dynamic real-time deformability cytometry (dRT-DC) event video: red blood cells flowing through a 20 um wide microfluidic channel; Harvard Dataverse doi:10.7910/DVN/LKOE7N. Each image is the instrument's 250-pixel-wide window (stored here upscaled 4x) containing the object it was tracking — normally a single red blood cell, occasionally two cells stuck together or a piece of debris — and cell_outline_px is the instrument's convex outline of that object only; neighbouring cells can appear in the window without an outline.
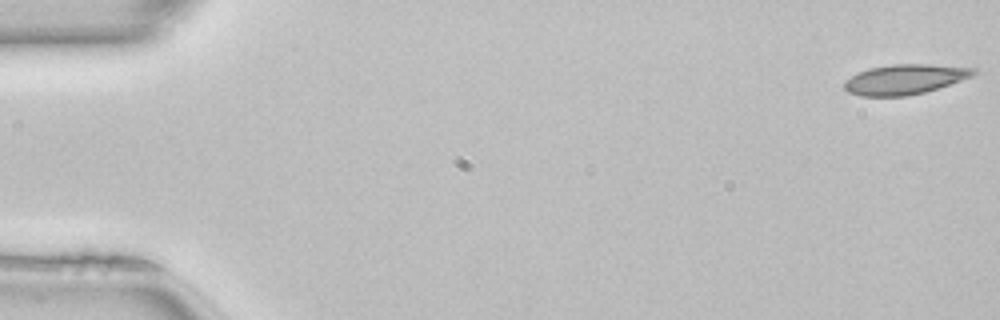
{"species": "common noctule bat (a hibernating species)", "species_latin": "Nyctalus noctula", "temperature_condition": "room temperature", "stored_images_in_passage": 50, "camera_frame_rate_fps": 3000, "um_per_image_px": 0.085, "animal": {"sex": "female", "body_mass_g": 22.7, "forearm_length_mm": 54.2}, "frame": {"image": 1, "passage_image": 1, "time_ms": 0.0, "image_size_px": [1000, 320], "cell_outline_px": [[980, 72], [972, 76], [924, 92], [904, 96], [860, 96], [848, 92], [844, 88], [844, 80], [868, 68], [892, 64], [928, 64], [976, 68]], "centroid_in_image_um": [76.9, 6.73], "position_along_channel_um": 8.1, "area_um2": 22.43}}
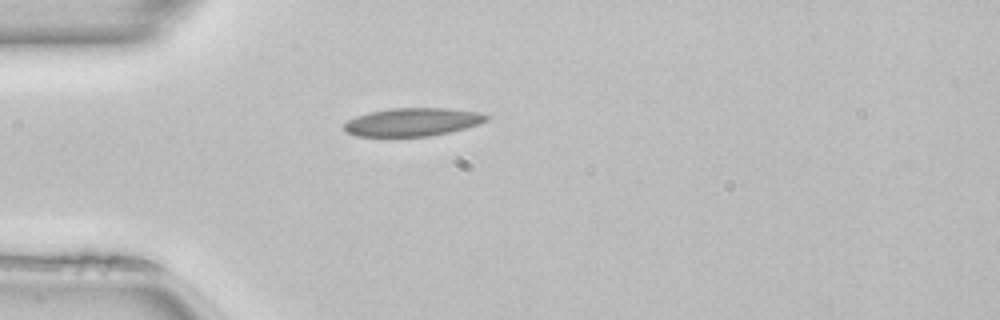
{"frame": {"image": 2, "passage_image": 14, "time_ms": 4.333, "image_size_px": [1000, 320], "cell_outline_px": [[492, 116], [488, 120], [464, 128], [448, 132], [428, 136], [356, 136], [348, 132], [344, 128], [344, 124], [348, 120], [356, 116], [368, 112], [388, 108], [448, 108], [480, 112]], "centroid_in_image_um": [35.08, 10.35], "position_along_channel_um": 49.9, "area_um2": 23.29}}
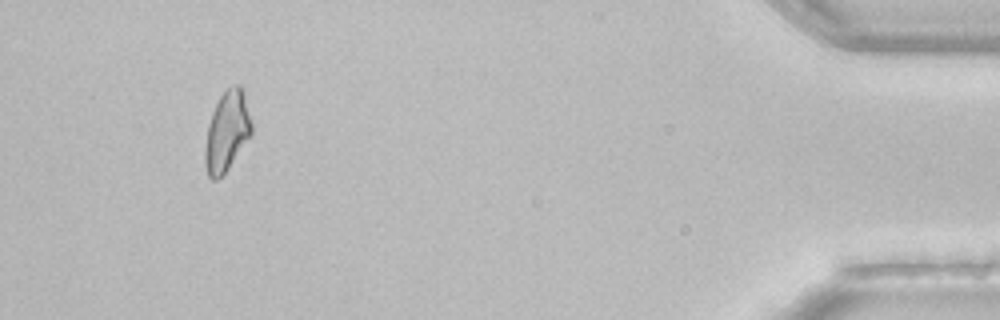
{"frame": {"image": 3, "passage_image": 47, "time_ms": 15.333, "image_size_px": [1000, 320], "cell_outline_px": [[252, 136], [228, 168], [216, 180], [212, 180], [208, 176], [204, 164], [204, 148], [208, 124], [212, 112], [220, 96], [232, 84], [240, 84], [244, 88], [252, 120]], "centroid_in_image_um": [19.31, 11.13], "position_along_channel_um": 415.9, "area_um2": 22.2}, "authors_computed_cell_mechanics": {"area_um2": 22.3686, "velocity_mm_per_s": 4.083, "shape_relaxation_time_tau1_ms": null, "shape_relaxation_time_tau2_ms": 3.029, "deformation_change_tau1": null, "deformation_change_tau2": 0.086}}